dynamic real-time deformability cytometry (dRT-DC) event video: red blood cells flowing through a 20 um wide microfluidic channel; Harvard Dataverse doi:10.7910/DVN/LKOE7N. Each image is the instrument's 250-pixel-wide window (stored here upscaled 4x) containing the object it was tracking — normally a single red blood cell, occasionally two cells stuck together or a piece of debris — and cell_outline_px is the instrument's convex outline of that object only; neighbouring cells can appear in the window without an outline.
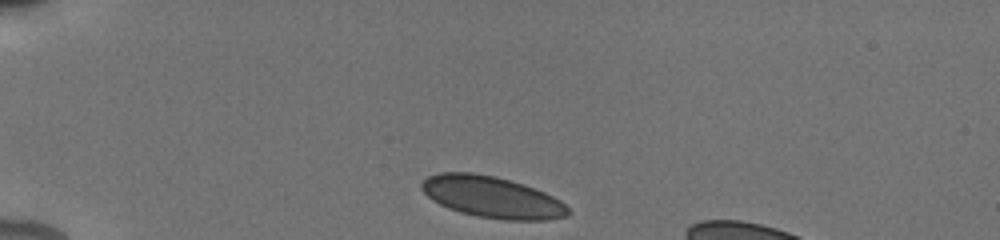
{"species": "human", "species_latin": "Homo sapiens", "temperature_condition": "cold", "stored_images_in_passage": 11, "camera_frame_rate_fps": 3000, "um_per_image_px": 0.085, "donor": {"sex": "male"}, "frame": {"image": 1, "passage_image": 1, "time_ms": 0.0, "image_size_px": [1000, 240], "cell_outline_px": [[572, 212], [568, 216], [548, 220], [504, 220], [476, 216], [460, 212], [448, 208], [432, 200], [420, 188], [420, 184], [428, 176], [440, 172], [472, 172], [496, 176], [524, 184], [544, 192], [560, 200]], "centroid_in_image_um": [41.83, 16.75], "position_along_channel_um": 43.2, "area_um2": 35.55}}